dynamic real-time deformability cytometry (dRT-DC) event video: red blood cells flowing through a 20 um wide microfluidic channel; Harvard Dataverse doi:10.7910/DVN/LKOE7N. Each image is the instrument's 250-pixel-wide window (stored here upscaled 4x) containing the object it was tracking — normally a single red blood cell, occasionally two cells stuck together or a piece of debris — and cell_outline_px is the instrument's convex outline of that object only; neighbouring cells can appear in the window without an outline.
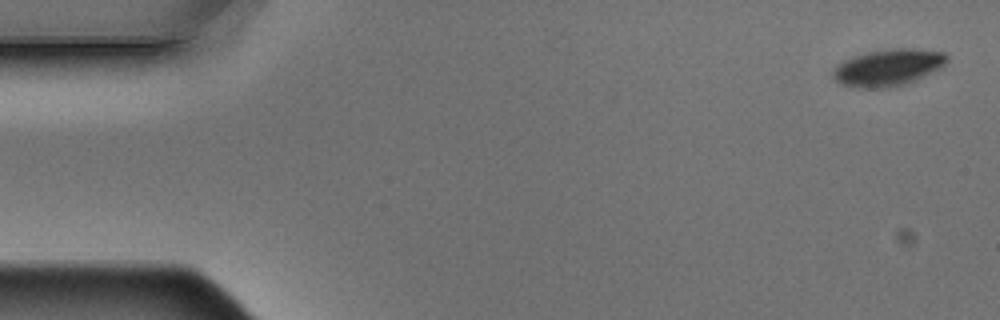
{"species": "Egyptian fruit bat (a non-hibernating species)", "species_latin": "Rousettus aegyptiacus", "temperature_condition": "warm", "stored_images_in_passage": 4, "camera_frame_rate_fps": 3000, "um_per_image_px": 0.085, "animal": {"sex": "male"}, "frame": {"image": 1, "passage_image": 1, "time_ms": 0.0, "image_size_px": [1000, 320], "cell_outline_px": [[948, 60], [940, 68], [916, 80], [904, 84], [888, 88], [856, 88], [840, 84], [832, 76], [832, 72], [836, 64], [852, 56], [868, 52], [892, 48], [912, 48], [944, 52], [948, 56]], "centroid_in_image_um": [75.46, 5.74], "position_along_channel_um": 9.5, "area_um2": 24.62}}
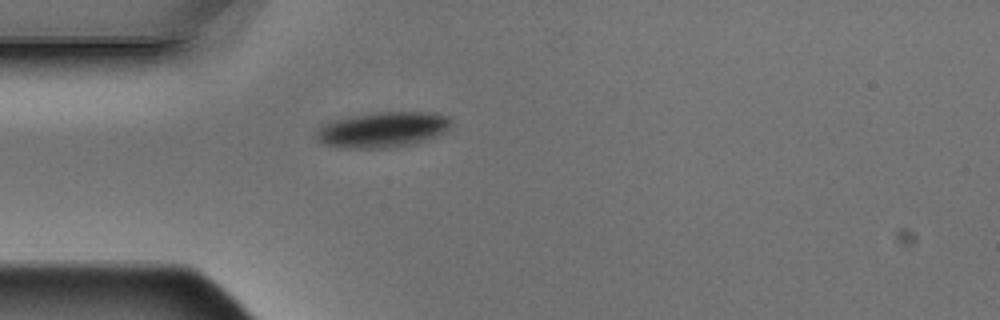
{"frame": {"image": 2, "passage_image": 4, "time_ms": 1.0, "image_size_px": [1000, 320], "cell_outline_px": [[452, 128], [440, 136], [416, 144], [388, 148], [352, 148], [324, 144], [316, 140], [316, 128], [328, 120], [372, 112], [436, 112], [448, 116], [452, 120]], "centroid_in_image_um": [32.58, 11.01], "position_along_channel_um": 52.4, "area_um2": 28.78}}